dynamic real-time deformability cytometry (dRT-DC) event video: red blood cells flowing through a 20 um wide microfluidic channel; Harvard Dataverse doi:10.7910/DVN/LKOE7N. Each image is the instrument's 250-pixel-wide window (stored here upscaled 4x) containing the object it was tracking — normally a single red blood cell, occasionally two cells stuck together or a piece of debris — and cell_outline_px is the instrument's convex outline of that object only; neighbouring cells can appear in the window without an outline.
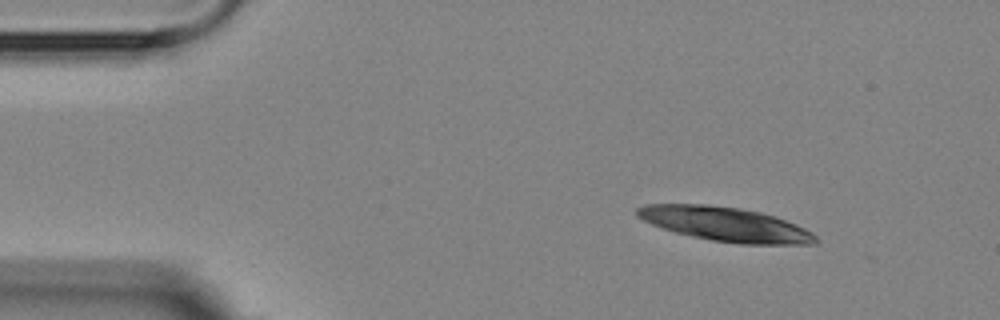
{"species": "Egyptian fruit bat (a non-hibernating species)", "species_latin": "Rousettus aegyptiacus", "temperature_condition": "room temperature", "stored_images_in_passage": 5, "camera_frame_rate_fps": 3000, "um_per_image_px": 0.085, "animal": {"sex": "female"}, "frame": {"image": 1, "passage_image": 2, "time_ms": 1.0, "image_size_px": [1000, 320], "cell_outline_px": [[820, 240], [816, 244], [740, 244], [712, 240], [692, 236], [660, 228], [636, 216], [636, 208], [644, 204], [708, 204], [740, 208], [760, 212], [776, 216], [796, 224], [812, 232]], "centroid_in_image_um": [61.67, 19.05], "position_along_channel_um": 23.3, "area_um2": 35.72}}